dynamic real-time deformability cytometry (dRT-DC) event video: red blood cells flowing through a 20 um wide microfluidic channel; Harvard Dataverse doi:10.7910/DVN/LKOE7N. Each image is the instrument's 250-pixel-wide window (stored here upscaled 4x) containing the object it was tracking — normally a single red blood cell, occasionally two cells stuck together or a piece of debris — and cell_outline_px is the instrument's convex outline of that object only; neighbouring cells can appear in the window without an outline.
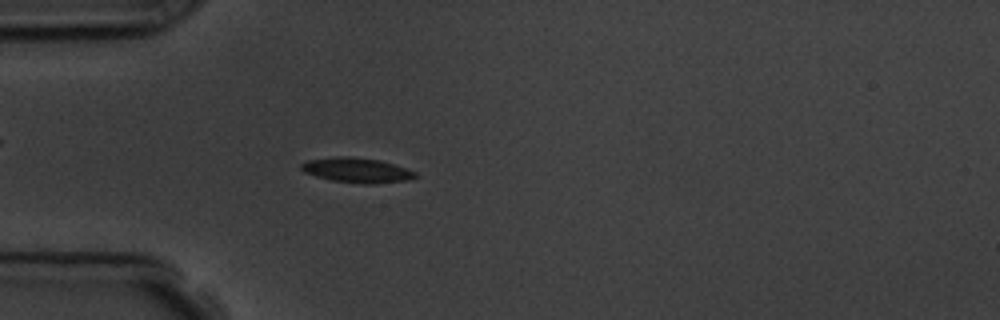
{"species": "common noctule bat (a hibernating species)", "species_latin": "Nyctalus noctula", "temperature_condition": "room temperature", "stored_images_in_passage": 4, "camera_frame_rate_fps": 3000, "um_per_image_px": 0.085, "animal": {"sex": "male", "body_mass_g": 19.5, "forearm_length_mm": 54.6}, "frame": {"image": 1, "passage_image": 4, "time_ms": 3.333, "image_size_px": [1000, 320], "cell_outline_px": [[420, 176], [408, 180], [372, 184], [364, 184], [332, 180], [316, 176], [304, 172], [300, 168], [300, 164], [304, 160], [336, 156], [348, 156], [380, 160], [416, 172]], "centroid_in_image_um": [30.3, 14.46], "position_along_channel_um": 54.7, "area_um2": 16.59}}